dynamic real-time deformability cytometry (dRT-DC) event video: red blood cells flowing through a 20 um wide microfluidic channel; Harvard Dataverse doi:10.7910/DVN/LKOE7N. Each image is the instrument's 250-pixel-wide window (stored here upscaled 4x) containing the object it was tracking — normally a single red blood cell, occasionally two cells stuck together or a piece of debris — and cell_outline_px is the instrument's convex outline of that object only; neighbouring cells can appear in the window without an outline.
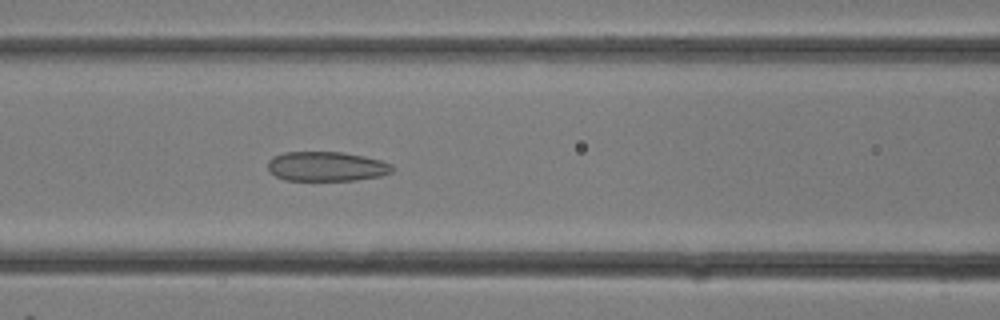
{"species": "common noctule bat (a hibernating species)", "species_latin": "Nyctalus noctula", "temperature_condition": "room temperature", "stored_images_in_passage": 12, "camera_frame_rate_fps": 3000, "um_per_image_px": 0.085, "animal": {"sex": "female"}, "frame": {"image": 1, "passage_image": 12, "time_ms": 3.667, "image_size_px": [1000, 320], "cell_outline_px": [[392, 172], [380, 176], [356, 180], [284, 180], [268, 172], [268, 160], [272, 156], [284, 152], [344, 152], [364, 156], [380, 160], [392, 164]], "centroid_in_image_um": [27.72, 14.14], "position_along_channel_um": 138.9, "area_um2": 21.56}}